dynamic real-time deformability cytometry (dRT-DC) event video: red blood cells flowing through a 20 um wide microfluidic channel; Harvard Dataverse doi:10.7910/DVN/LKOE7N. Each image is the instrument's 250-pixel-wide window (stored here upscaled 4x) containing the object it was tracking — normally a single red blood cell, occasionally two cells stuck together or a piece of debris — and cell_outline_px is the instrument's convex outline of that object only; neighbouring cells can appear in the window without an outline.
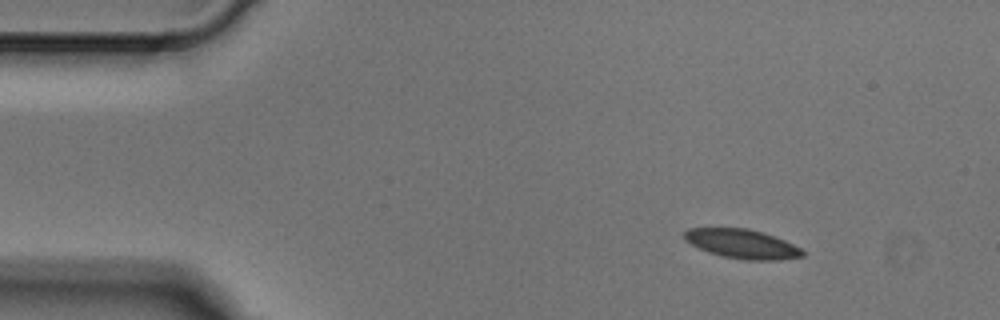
{"species": "Egyptian fruit bat (a non-hibernating species)", "species_latin": "Rousettus aegyptiacus", "temperature_condition": "cold", "stored_images_in_passage": 4, "segment_of_instrument_passage": [1, 2], "camera_frame_rate_fps": 3000, "um_per_image_px": 0.085, "animal": {"sex": "male"}, "frame": {"image": 1, "passage_image": 1, "time_ms": 0.0, "image_size_px": [1000, 320], "cell_outline_px": [[804, 256], [780, 260], [744, 260], [724, 256], [700, 248], [684, 240], [684, 232], [688, 228], [748, 228], [764, 232], [784, 240], [800, 248], [804, 252]], "centroid_in_image_um": [63.1, 20.72], "position_along_channel_um": 21.9, "area_um2": 19.94}}